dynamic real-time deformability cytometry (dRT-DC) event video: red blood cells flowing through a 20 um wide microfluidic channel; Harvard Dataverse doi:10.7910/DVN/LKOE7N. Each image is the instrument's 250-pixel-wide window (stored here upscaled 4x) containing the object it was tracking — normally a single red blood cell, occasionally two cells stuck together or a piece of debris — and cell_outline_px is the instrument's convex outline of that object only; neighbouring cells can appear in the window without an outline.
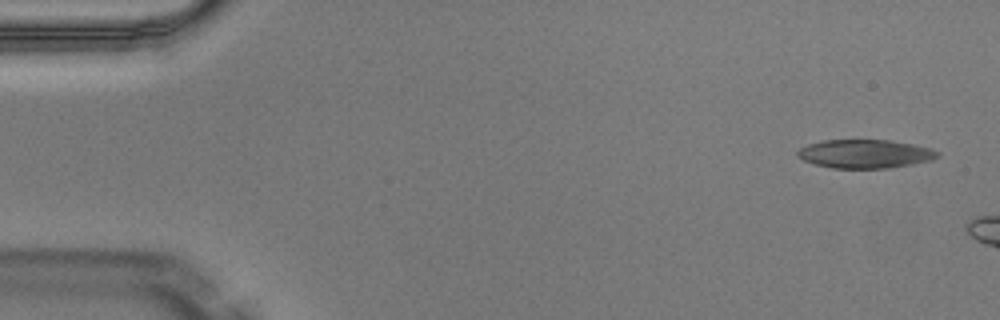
{"species": "Egyptian fruit bat (a non-hibernating species)", "species_latin": "Rousettus aegyptiacus", "temperature_condition": "warm", "stored_images_in_passage": 5, "camera_frame_rate_fps": 3000, "um_per_image_px": 0.085, "animal": {"sex": "male"}, "frame": {"image": 1, "passage_image": 1, "time_ms": 0.0, "image_size_px": [1000, 320], "cell_outline_px": [[940, 156], [932, 160], [912, 164], [888, 168], [832, 168], [816, 164], [804, 160], [796, 156], [796, 152], [800, 148], [808, 144], [824, 140], [888, 140], [912, 144], [932, 148], [940, 152]], "centroid_in_image_um": [73.55, 13.07], "position_along_channel_um": 11.5, "area_um2": 23.35}}